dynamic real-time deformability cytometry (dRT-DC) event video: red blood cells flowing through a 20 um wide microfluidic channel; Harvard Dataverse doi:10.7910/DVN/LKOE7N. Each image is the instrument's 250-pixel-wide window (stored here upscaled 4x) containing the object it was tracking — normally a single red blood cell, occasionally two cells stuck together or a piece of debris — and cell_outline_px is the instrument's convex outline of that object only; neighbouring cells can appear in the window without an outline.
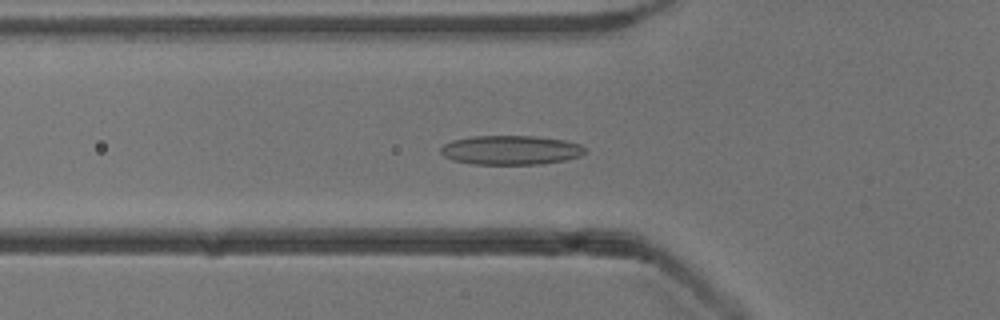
{"species": "common noctule bat (a hibernating species)", "species_latin": "Nyctalus noctula", "temperature_condition": "cold", "stored_images_in_passage": 49, "camera_frame_rate_fps": 3000, "um_per_image_px": 0.085, "animal": {"sex": "male", "body_mass_g": 13.3}, "frame": {"image": 1, "passage_image": 17, "time_ms": 5.333, "image_size_px": [1000, 320], "cell_outline_px": [[584, 152], [580, 156], [564, 160], [540, 164], [472, 164], [452, 160], [444, 156], [440, 152], [440, 148], [444, 144], [452, 140], [472, 136], [532, 136], [564, 140], [580, 144], [584, 148]], "centroid_in_image_um": [43.37, 12.76], "position_along_channel_um": 82.4, "area_um2": 24.51}}
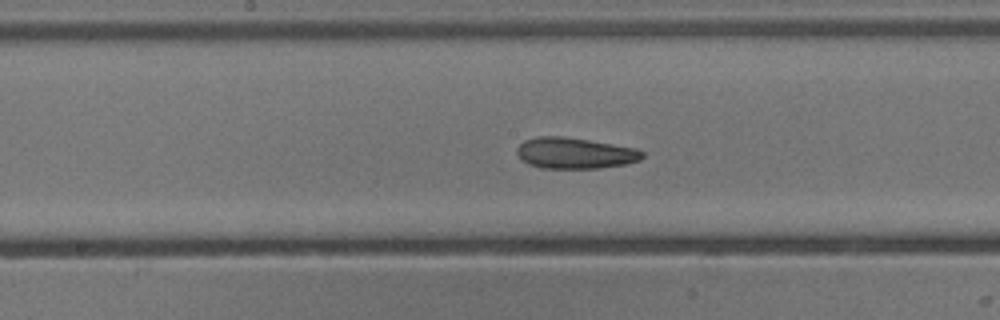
{"frame": {"image": 2, "passage_image": 26, "time_ms": 8.333, "image_size_px": [1000, 320], "cell_outline_px": [[644, 156], [640, 160], [624, 164], [600, 168], [540, 168], [528, 164], [516, 152], [516, 148], [524, 140], [536, 136], [564, 136], [636, 148], [644, 152]], "centroid_in_image_um": [48.85, 13.01], "position_along_channel_um": 199.3, "area_um2": 22.66}}
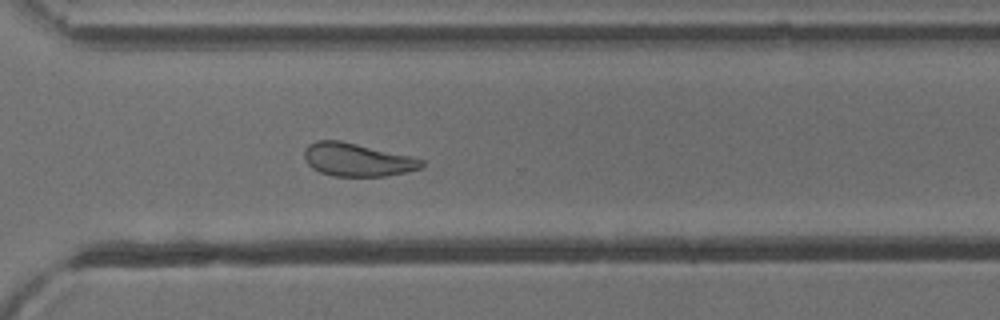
{"frame": {"image": 3, "passage_image": 37, "time_ms": 12.0, "image_size_px": [1000, 320], "cell_outline_px": [[424, 164], [420, 168], [404, 172], [384, 176], [332, 176], [320, 172], [312, 168], [308, 164], [304, 156], [304, 148], [308, 144], [316, 140], [340, 140], [412, 156], [424, 160]], "centroid_in_image_um": [30.33, 13.57], "position_along_channel_um": 340.3, "area_um2": 22.66}, "authors_computed_cell_mechanics": {"area_um2": 23.0044, "velocity_mm_per_s": 3.8576, "shape_relaxation_time_tau1_ms": 6.473, "shape_relaxation_time_tau2_ms": 2.2649, "deformation_change_tau1": 0.1396, "deformation_change_tau2": 0.0888}}